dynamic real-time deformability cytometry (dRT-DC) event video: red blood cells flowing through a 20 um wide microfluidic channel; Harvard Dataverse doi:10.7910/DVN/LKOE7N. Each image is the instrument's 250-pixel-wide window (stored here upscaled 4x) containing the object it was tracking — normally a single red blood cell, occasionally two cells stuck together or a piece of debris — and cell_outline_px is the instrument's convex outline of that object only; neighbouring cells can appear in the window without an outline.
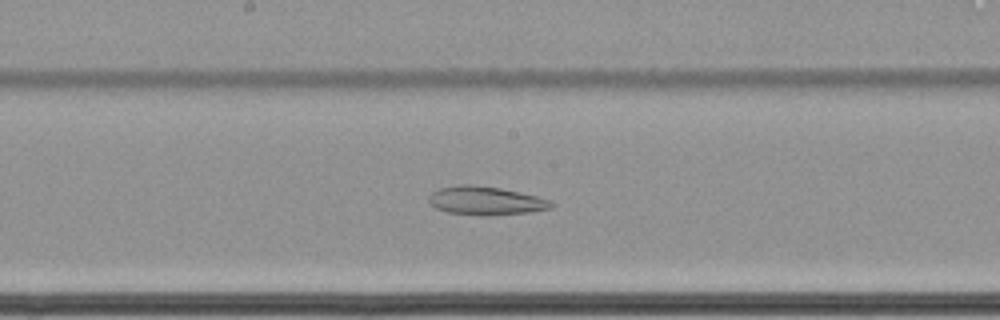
{"species": "common noctule bat (a hibernating species)", "species_latin": "Nyctalus noctula", "temperature_condition": "cold", "stored_images_in_passage": 66, "camera_frame_rate_fps": 3000, "um_per_image_px": 0.085, "animal": {"sex": "female", "body_mass_g": 22.7, "forearm_length_mm": 54.2}, "frame": {"image": 1, "passage_image": 39, "time_ms": 12.667, "image_size_px": [1000, 320], "cell_outline_px": [[556, 204], [552, 208], [532, 212], [488, 216], [480, 216], [448, 212], [436, 208], [428, 200], [428, 196], [432, 192], [440, 188], [456, 184], [472, 184], [500, 188], [536, 196], [548, 200]], "centroid_in_image_um": [41.28, 17.06], "position_along_channel_um": 206.9, "area_um2": 20.52}}
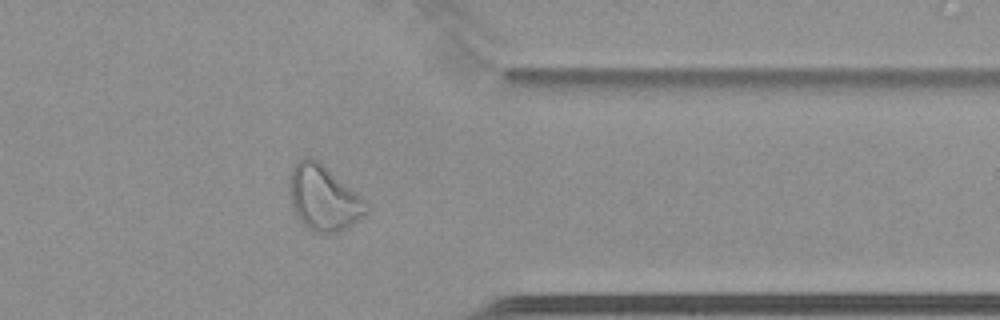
{"frame": {"image": 2, "passage_image": 55, "time_ms": 18.0, "image_size_px": [1000, 320], "cell_outline_px": [[368, 212], [364, 216], [348, 228], [336, 232], [312, 232], [292, 212], [288, 184], [288, 176], [296, 160], [304, 156], [312, 156], [320, 160], [360, 196], [368, 204]], "centroid_in_image_um": [27.45, 16.78], "position_along_channel_um": 383.9, "area_um2": 29.82}}
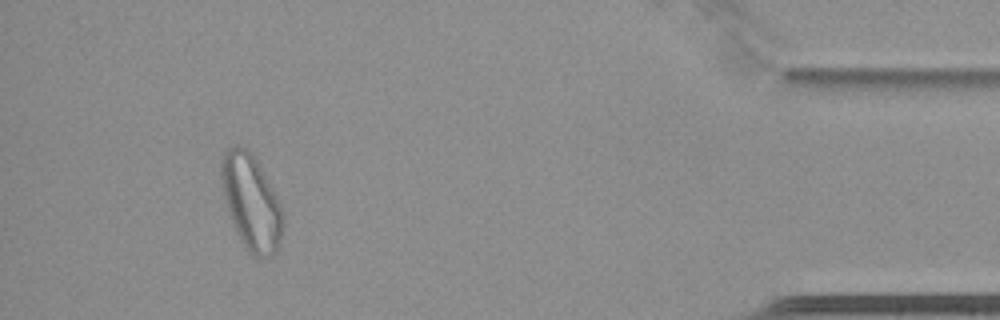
{"frame": {"image": 3, "passage_image": 62, "time_ms": 20.333, "image_size_px": [1000, 320], "cell_outline_px": [[284, 228], [280, 244], [276, 252], [256, 260], [248, 252], [240, 240], [228, 216], [220, 184], [220, 160], [224, 148], [236, 144], [248, 148], [256, 156], [284, 212]], "centroid_in_image_um": [21.32, 17.16], "position_along_channel_um": 413.9, "area_um2": 35.55}}